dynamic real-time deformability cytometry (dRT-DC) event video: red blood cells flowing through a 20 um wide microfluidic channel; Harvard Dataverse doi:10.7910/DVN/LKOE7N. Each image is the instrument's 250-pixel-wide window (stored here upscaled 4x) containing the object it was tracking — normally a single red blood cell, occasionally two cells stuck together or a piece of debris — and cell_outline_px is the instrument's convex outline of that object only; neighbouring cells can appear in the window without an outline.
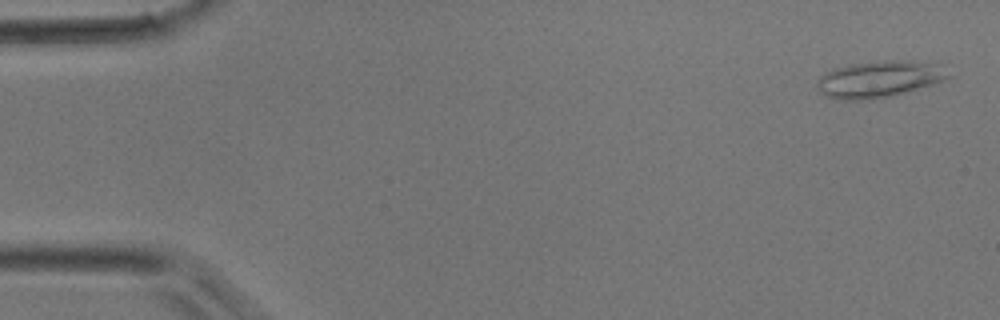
{"species": "common noctule bat (a hibernating species)", "species_latin": "Nyctalus noctula", "temperature_condition": "room temperature", "stored_images_in_passage": 40, "camera_frame_rate_fps": 3000, "um_per_image_px": 0.085, "animal": {"sex": "male", "body_mass_g": 17.9}, "frame": {"image": 1, "passage_image": 1, "time_ms": 0.0, "image_size_px": [1000, 320], "cell_outline_px": [[952, 76], [944, 80], [908, 92], [872, 100], [844, 100], [824, 96], [816, 84], [816, 80], [824, 72], [832, 68], [848, 64], [892, 60], [912, 60], [940, 64]], "centroid_in_image_um": [74.72, 6.72], "position_along_channel_um": 10.3, "area_um2": 28.38}}
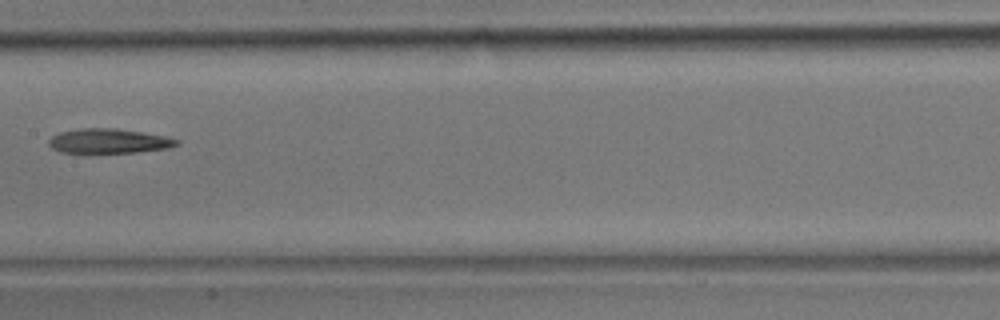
{"frame": {"image": 2, "passage_image": 20, "time_ms": 6.333, "image_size_px": [1000, 320], "cell_outline_px": [[180, 144], [168, 148], [136, 152], [88, 156], [60, 152], [52, 148], [48, 144], [48, 140], [52, 136], [60, 132], [84, 128], [116, 128], [144, 132], [164, 136], [180, 140]], "centroid_in_image_um": [9.2, 12.04], "position_along_channel_um": 198.2, "area_um2": 19.31}}
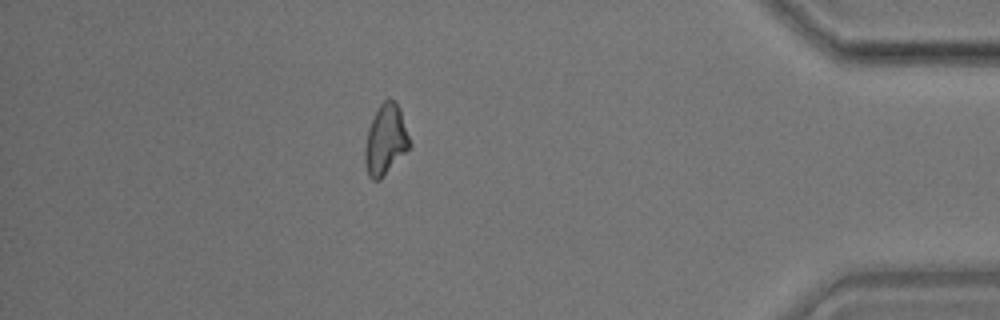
{"frame": {"image": 3, "passage_image": 35, "time_ms": 11.333, "image_size_px": [1000, 320], "cell_outline_px": [[412, 148], [380, 180], [372, 180], [368, 176], [364, 160], [364, 148], [368, 128], [380, 104], [388, 96], [396, 100], [400, 108], [412, 144]], "centroid_in_image_um": [32.8, 11.89], "position_along_channel_um": 402.4, "area_um2": 18.9}}